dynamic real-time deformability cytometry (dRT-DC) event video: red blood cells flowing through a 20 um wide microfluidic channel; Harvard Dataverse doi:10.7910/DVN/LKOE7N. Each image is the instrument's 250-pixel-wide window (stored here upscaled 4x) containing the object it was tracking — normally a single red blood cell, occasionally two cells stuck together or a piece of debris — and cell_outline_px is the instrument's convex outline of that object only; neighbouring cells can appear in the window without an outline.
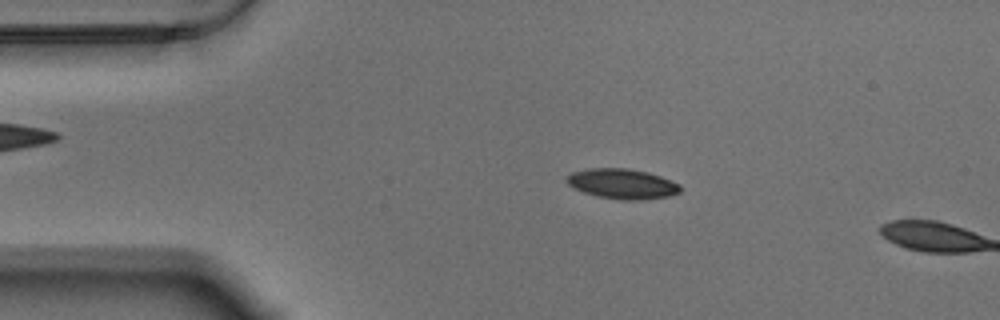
{"species": "Egyptian fruit bat (a non-hibernating species)", "species_latin": "Rousettus aegyptiacus", "temperature_condition": "warm", "stored_images_in_passage": 11, "camera_frame_rate_fps": 3000, "um_per_image_px": 0.085, "animal": {"sex": "male"}, "frame": {"image": 1, "passage_image": 10, "time_ms": 3.0, "image_size_px": [1000, 320], "cell_outline_px": [[680, 192], [668, 196], [640, 200], [620, 200], [596, 196], [572, 188], [564, 180], [572, 172], [588, 168], [628, 168], [648, 172], [660, 176], [680, 184]], "centroid_in_image_um": [52.86, 15.62], "position_along_channel_um": 32.1, "area_um2": 20.0}}